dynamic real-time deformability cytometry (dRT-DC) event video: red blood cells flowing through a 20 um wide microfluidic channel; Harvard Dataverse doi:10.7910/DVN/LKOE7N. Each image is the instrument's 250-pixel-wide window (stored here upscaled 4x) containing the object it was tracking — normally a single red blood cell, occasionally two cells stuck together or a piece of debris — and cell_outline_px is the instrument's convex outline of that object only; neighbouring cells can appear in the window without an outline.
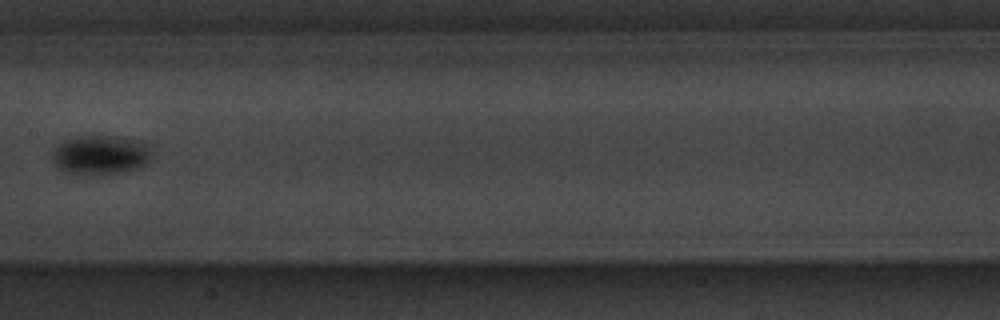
{"species": "common noctule bat (a hibernating species)", "species_latin": "Nyctalus noctula", "temperature_condition": "warm", "stored_images_in_passage": 12, "camera_frame_rate_fps": 3000, "um_per_image_px": 0.085, "animal": {"sex": "male", "body_mass_g": 20.1, "forearm_length_mm": 53.5}, "frame": {"image": 1, "passage_image": 4, "time_ms": 3.667, "image_size_px": [1000, 320], "cell_outline_px": [[152, 156], [140, 168], [124, 172], [104, 176], [64, 172], [56, 168], [52, 164], [52, 148], [68, 140], [80, 136], [116, 136], [136, 140], [144, 144], [152, 152]], "centroid_in_image_um": [8.5, 13.21], "position_along_channel_um": 198.9, "area_um2": 23.06}}
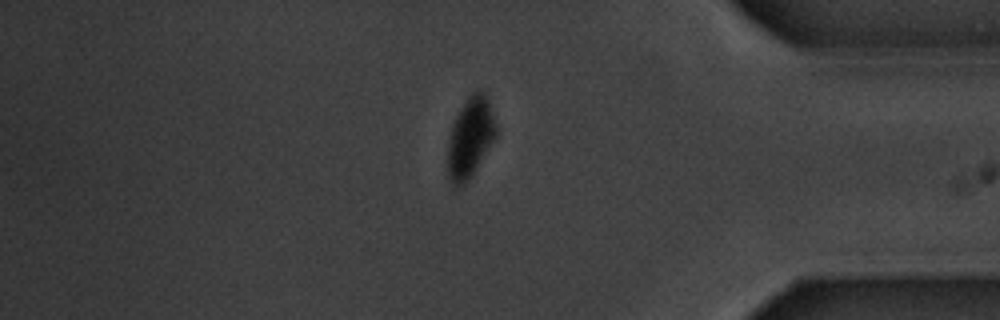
{"frame": {"image": 2, "passage_image": 12, "time_ms": 13.667, "image_size_px": [1000, 320], "cell_outline_px": [[496, 136], [472, 176], [464, 184], [456, 184], [448, 176], [448, 144], [452, 124], [464, 100], [476, 88], [480, 88], [484, 92], [488, 100], [496, 124]], "centroid_in_image_um": [39.98, 11.62], "position_along_channel_um": 395.2, "area_um2": 22.37}, "authors_computed_cell_mechanics": {"area_um2": 21.2704, "velocity_mm_per_s": 3.4912, "shape_relaxation_time_tau1_ms": 1.5441, "shape_relaxation_time_tau2_ms": 6.7887, "deformation_change_tau1": 0.0612, "deformation_change_tau2": 0.0157}}